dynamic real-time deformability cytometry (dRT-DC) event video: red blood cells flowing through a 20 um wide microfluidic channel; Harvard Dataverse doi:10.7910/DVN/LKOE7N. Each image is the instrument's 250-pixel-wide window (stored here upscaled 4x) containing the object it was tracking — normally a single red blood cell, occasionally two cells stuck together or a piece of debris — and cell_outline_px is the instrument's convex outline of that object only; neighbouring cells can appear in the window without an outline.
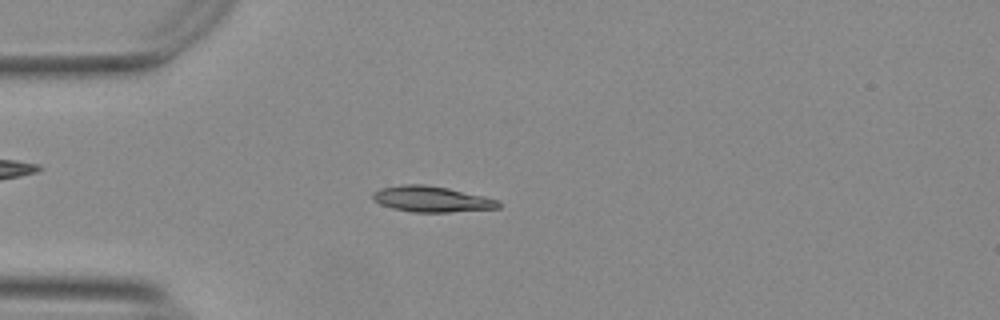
{"species": "Egyptian fruit bat (a non-hibernating species)", "species_latin": "Rousettus aegyptiacus", "temperature_condition": "warm", "stored_images_in_passage": 54, "camera_frame_rate_fps": 3000, "um_per_image_px": 0.085, "animal": {"sex": "female"}, "frame": {"image": 1, "passage_image": 15, "time_ms": 4.667, "image_size_px": [1000, 320], "cell_outline_px": [[500, 208], [448, 212], [412, 212], [392, 208], [380, 204], [372, 200], [372, 192], [380, 188], [400, 184], [424, 184], [448, 188], [484, 196], [500, 200]], "centroid_in_image_um": [36.66, 16.92], "position_along_channel_um": 48.3, "area_um2": 19.07}}
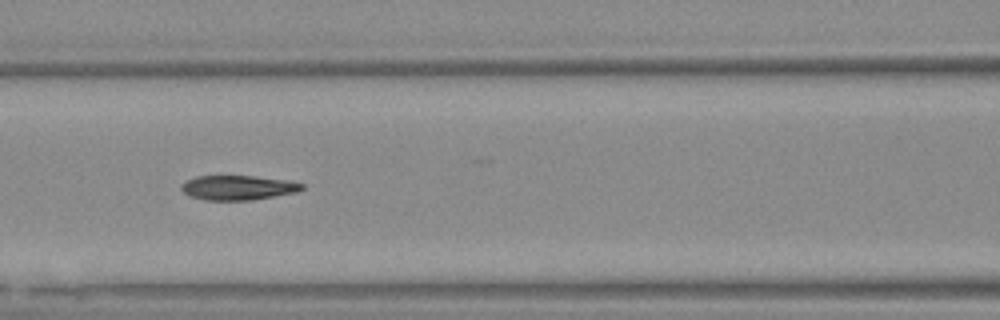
{"frame": {"image": 2, "passage_image": 24, "time_ms": 7.667, "image_size_px": [1000, 320], "cell_outline_px": [[304, 188], [296, 192], [252, 200], [204, 200], [188, 196], [180, 188], [188, 180], [196, 176], [256, 176], [284, 180], [304, 184]], "centroid_in_image_um": [20.21, 15.95], "position_along_channel_um": 146.4, "area_um2": 17.11}}
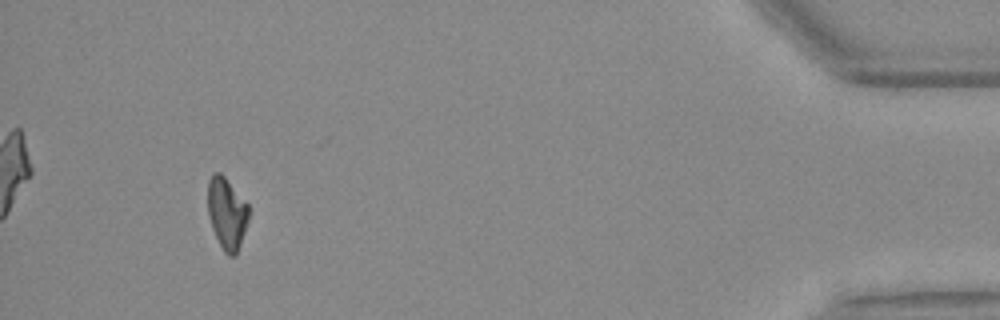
{"frame": {"image": 3, "passage_image": 51, "time_ms": 16.667, "image_size_px": [1000, 320], "cell_outline_px": [[248, 220], [236, 256], [228, 256], [224, 252], [212, 228], [208, 216], [208, 180], [212, 172], [220, 172], [224, 176], [248, 204]], "centroid_in_image_um": [19.26, 18.12], "position_along_channel_um": 415.9, "area_um2": 16.99}, "authors_computed_cell_mechanics": {"area_um2": 17.6001, "velocity_mm_per_s": 3.7649, "shape_relaxation_time_tau1_ms": 8.2745, "shape_relaxation_time_tau2_ms": 4.3472, "deformation_change_tau1": 0.2284, "deformation_change_tau2": 0.0829}}